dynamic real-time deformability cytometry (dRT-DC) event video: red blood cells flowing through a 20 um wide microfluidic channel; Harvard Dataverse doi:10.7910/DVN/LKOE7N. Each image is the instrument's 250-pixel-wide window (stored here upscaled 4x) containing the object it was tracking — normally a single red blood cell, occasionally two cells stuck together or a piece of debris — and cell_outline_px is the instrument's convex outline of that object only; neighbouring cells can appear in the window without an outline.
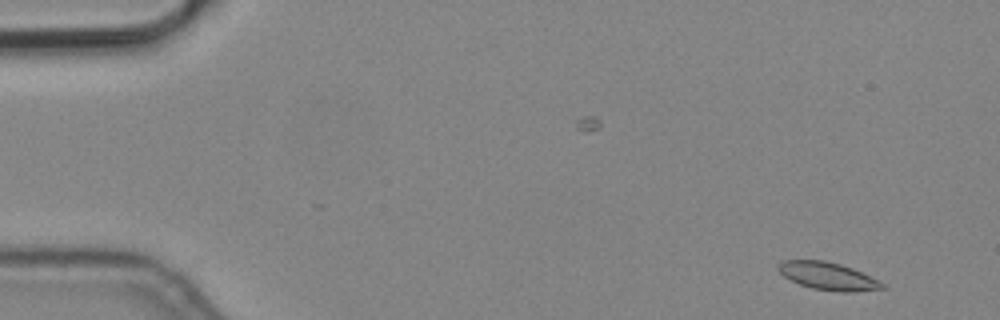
{"species": "common noctule bat (a hibernating species)", "species_latin": "Nyctalus noctula", "temperature_condition": "cold", "stored_images_in_passage": 5, "camera_frame_rate_fps": 3000, "um_per_image_px": 0.085, "animal": {"sex": "male", "body_mass_g": 19.2, "forearm_length_mm": 51.8}, "frame": {"image": 1, "passage_image": 1, "time_ms": 0.0, "image_size_px": [1000, 320], "cell_outline_px": [[884, 288], [852, 292], [840, 292], [812, 288], [800, 284], [784, 276], [776, 268], [784, 260], [824, 260], [840, 264], [852, 268], [880, 280], [884, 284]], "centroid_in_image_um": [70.4, 23.46], "position_along_channel_um": 14.6, "area_um2": 16.59}}